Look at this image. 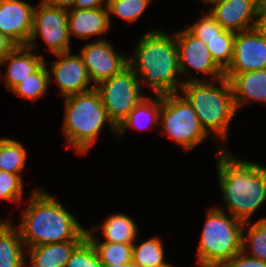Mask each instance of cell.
I'll use <instances>...</instances> for the list:
<instances>
[{
    "label": "cell",
    "instance_id": "3",
    "mask_svg": "<svg viewBox=\"0 0 266 267\" xmlns=\"http://www.w3.org/2000/svg\"><path fill=\"white\" fill-rule=\"evenodd\" d=\"M168 35L156 29L146 32L136 46L135 56L128 58V66L142 76L139 80L151 85L155 96L177 93L184 84L176 79L181 75L177 41Z\"/></svg>",
    "mask_w": 266,
    "mask_h": 267
},
{
    "label": "cell",
    "instance_id": "11",
    "mask_svg": "<svg viewBox=\"0 0 266 267\" xmlns=\"http://www.w3.org/2000/svg\"><path fill=\"white\" fill-rule=\"evenodd\" d=\"M179 51V69L181 75H188L187 68H193L206 75H212L214 80L225 77L224 71L212 59L207 45L191 34L187 29L175 34Z\"/></svg>",
    "mask_w": 266,
    "mask_h": 267
},
{
    "label": "cell",
    "instance_id": "9",
    "mask_svg": "<svg viewBox=\"0 0 266 267\" xmlns=\"http://www.w3.org/2000/svg\"><path fill=\"white\" fill-rule=\"evenodd\" d=\"M39 35L54 54L70 51L67 10L50 6L42 0L39 7L34 9L32 32L27 46L33 49Z\"/></svg>",
    "mask_w": 266,
    "mask_h": 267
},
{
    "label": "cell",
    "instance_id": "12",
    "mask_svg": "<svg viewBox=\"0 0 266 267\" xmlns=\"http://www.w3.org/2000/svg\"><path fill=\"white\" fill-rule=\"evenodd\" d=\"M266 68V38L257 28L237 32L233 58L224 73H243Z\"/></svg>",
    "mask_w": 266,
    "mask_h": 267
},
{
    "label": "cell",
    "instance_id": "1",
    "mask_svg": "<svg viewBox=\"0 0 266 267\" xmlns=\"http://www.w3.org/2000/svg\"><path fill=\"white\" fill-rule=\"evenodd\" d=\"M217 146V175L228 214L248 222L266 200V167L239 160Z\"/></svg>",
    "mask_w": 266,
    "mask_h": 267
},
{
    "label": "cell",
    "instance_id": "8",
    "mask_svg": "<svg viewBox=\"0 0 266 267\" xmlns=\"http://www.w3.org/2000/svg\"><path fill=\"white\" fill-rule=\"evenodd\" d=\"M95 85L108 117L118 127L143 99L141 81L134 71L125 67L120 73Z\"/></svg>",
    "mask_w": 266,
    "mask_h": 267
},
{
    "label": "cell",
    "instance_id": "19",
    "mask_svg": "<svg viewBox=\"0 0 266 267\" xmlns=\"http://www.w3.org/2000/svg\"><path fill=\"white\" fill-rule=\"evenodd\" d=\"M83 240L29 247L31 267H65L74 249Z\"/></svg>",
    "mask_w": 266,
    "mask_h": 267
},
{
    "label": "cell",
    "instance_id": "31",
    "mask_svg": "<svg viewBox=\"0 0 266 267\" xmlns=\"http://www.w3.org/2000/svg\"><path fill=\"white\" fill-rule=\"evenodd\" d=\"M23 189L21 176L0 170V199L20 203Z\"/></svg>",
    "mask_w": 266,
    "mask_h": 267
},
{
    "label": "cell",
    "instance_id": "36",
    "mask_svg": "<svg viewBox=\"0 0 266 267\" xmlns=\"http://www.w3.org/2000/svg\"><path fill=\"white\" fill-rule=\"evenodd\" d=\"M256 28L266 38V2L263 3L260 9Z\"/></svg>",
    "mask_w": 266,
    "mask_h": 267
},
{
    "label": "cell",
    "instance_id": "37",
    "mask_svg": "<svg viewBox=\"0 0 266 267\" xmlns=\"http://www.w3.org/2000/svg\"><path fill=\"white\" fill-rule=\"evenodd\" d=\"M43 1H45L50 6L64 9L67 11L68 8L73 9L75 4V0H43Z\"/></svg>",
    "mask_w": 266,
    "mask_h": 267
},
{
    "label": "cell",
    "instance_id": "35",
    "mask_svg": "<svg viewBox=\"0 0 266 267\" xmlns=\"http://www.w3.org/2000/svg\"><path fill=\"white\" fill-rule=\"evenodd\" d=\"M104 1L107 0H75L74 8L93 9L103 7Z\"/></svg>",
    "mask_w": 266,
    "mask_h": 267
},
{
    "label": "cell",
    "instance_id": "28",
    "mask_svg": "<svg viewBox=\"0 0 266 267\" xmlns=\"http://www.w3.org/2000/svg\"><path fill=\"white\" fill-rule=\"evenodd\" d=\"M247 224L249 222H245L243 226L242 250L246 251L250 247L251 255L248 256L266 261V218H262L251 225L245 237L244 229Z\"/></svg>",
    "mask_w": 266,
    "mask_h": 267
},
{
    "label": "cell",
    "instance_id": "23",
    "mask_svg": "<svg viewBox=\"0 0 266 267\" xmlns=\"http://www.w3.org/2000/svg\"><path fill=\"white\" fill-rule=\"evenodd\" d=\"M99 228L106 238L104 242L134 243L138 234L135 222L123 214L109 216Z\"/></svg>",
    "mask_w": 266,
    "mask_h": 267
},
{
    "label": "cell",
    "instance_id": "14",
    "mask_svg": "<svg viewBox=\"0 0 266 267\" xmlns=\"http://www.w3.org/2000/svg\"><path fill=\"white\" fill-rule=\"evenodd\" d=\"M69 52L55 54L59 59L53 63L52 73L49 71V81H51V74H53L63 97L95 88V86L88 88L91 80L80 54L70 55Z\"/></svg>",
    "mask_w": 266,
    "mask_h": 267
},
{
    "label": "cell",
    "instance_id": "17",
    "mask_svg": "<svg viewBox=\"0 0 266 267\" xmlns=\"http://www.w3.org/2000/svg\"><path fill=\"white\" fill-rule=\"evenodd\" d=\"M68 30L80 38H89L108 31L110 27L107 6L93 9L73 8L67 11Z\"/></svg>",
    "mask_w": 266,
    "mask_h": 267
},
{
    "label": "cell",
    "instance_id": "2",
    "mask_svg": "<svg viewBox=\"0 0 266 267\" xmlns=\"http://www.w3.org/2000/svg\"><path fill=\"white\" fill-rule=\"evenodd\" d=\"M31 194L18 226L24 246L85 239V229L59 201L44 190Z\"/></svg>",
    "mask_w": 266,
    "mask_h": 267
},
{
    "label": "cell",
    "instance_id": "13",
    "mask_svg": "<svg viewBox=\"0 0 266 267\" xmlns=\"http://www.w3.org/2000/svg\"><path fill=\"white\" fill-rule=\"evenodd\" d=\"M265 0H218L208 12L224 29L242 32L256 28L260 9ZM255 21L251 24V20Z\"/></svg>",
    "mask_w": 266,
    "mask_h": 267
},
{
    "label": "cell",
    "instance_id": "24",
    "mask_svg": "<svg viewBox=\"0 0 266 267\" xmlns=\"http://www.w3.org/2000/svg\"><path fill=\"white\" fill-rule=\"evenodd\" d=\"M159 237H153L140 245L133 243L132 263L136 267H163L168 262L164 259V248Z\"/></svg>",
    "mask_w": 266,
    "mask_h": 267
},
{
    "label": "cell",
    "instance_id": "30",
    "mask_svg": "<svg viewBox=\"0 0 266 267\" xmlns=\"http://www.w3.org/2000/svg\"><path fill=\"white\" fill-rule=\"evenodd\" d=\"M65 267H102L93 246L85 238L72 252Z\"/></svg>",
    "mask_w": 266,
    "mask_h": 267
},
{
    "label": "cell",
    "instance_id": "33",
    "mask_svg": "<svg viewBox=\"0 0 266 267\" xmlns=\"http://www.w3.org/2000/svg\"><path fill=\"white\" fill-rule=\"evenodd\" d=\"M220 267H266V261L250 257L241 250L237 255L223 263Z\"/></svg>",
    "mask_w": 266,
    "mask_h": 267
},
{
    "label": "cell",
    "instance_id": "6",
    "mask_svg": "<svg viewBox=\"0 0 266 267\" xmlns=\"http://www.w3.org/2000/svg\"><path fill=\"white\" fill-rule=\"evenodd\" d=\"M244 222L225 214L221 208L210 209L198 246L201 267H220L243 248Z\"/></svg>",
    "mask_w": 266,
    "mask_h": 267
},
{
    "label": "cell",
    "instance_id": "10",
    "mask_svg": "<svg viewBox=\"0 0 266 267\" xmlns=\"http://www.w3.org/2000/svg\"><path fill=\"white\" fill-rule=\"evenodd\" d=\"M91 81L99 84L128 66V57L117 53L106 40L87 43L80 51Z\"/></svg>",
    "mask_w": 266,
    "mask_h": 267
},
{
    "label": "cell",
    "instance_id": "32",
    "mask_svg": "<svg viewBox=\"0 0 266 267\" xmlns=\"http://www.w3.org/2000/svg\"><path fill=\"white\" fill-rule=\"evenodd\" d=\"M187 30L203 42L204 39L219 37V35L224 31L210 13L202 16L201 20L187 28Z\"/></svg>",
    "mask_w": 266,
    "mask_h": 267
},
{
    "label": "cell",
    "instance_id": "15",
    "mask_svg": "<svg viewBox=\"0 0 266 267\" xmlns=\"http://www.w3.org/2000/svg\"><path fill=\"white\" fill-rule=\"evenodd\" d=\"M34 9L22 0H0V33L16 45H27L32 32Z\"/></svg>",
    "mask_w": 266,
    "mask_h": 267
},
{
    "label": "cell",
    "instance_id": "40",
    "mask_svg": "<svg viewBox=\"0 0 266 267\" xmlns=\"http://www.w3.org/2000/svg\"><path fill=\"white\" fill-rule=\"evenodd\" d=\"M163 267H174L173 265H170L169 263H167L165 266Z\"/></svg>",
    "mask_w": 266,
    "mask_h": 267
},
{
    "label": "cell",
    "instance_id": "21",
    "mask_svg": "<svg viewBox=\"0 0 266 267\" xmlns=\"http://www.w3.org/2000/svg\"><path fill=\"white\" fill-rule=\"evenodd\" d=\"M155 98H143L117 127V135H121L130 126L145 130L159 122L161 96L156 95Z\"/></svg>",
    "mask_w": 266,
    "mask_h": 267
},
{
    "label": "cell",
    "instance_id": "7",
    "mask_svg": "<svg viewBox=\"0 0 266 267\" xmlns=\"http://www.w3.org/2000/svg\"><path fill=\"white\" fill-rule=\"evenodd\" d=\"M178 93L161 96L159 122L162 131L180 144L184 149L191 150L207 137L196 112L184 97Z\"/></svg>",
    "mask_w": 266,
    "mask_h": 267
},
{
    "label": "cell",
    "instance_id": "18",
    "mask_svg": "<svg viewBox=\"0 0 266 267\" xmlns=\"http://www.w3.org/2000/svg\"><path fill=\"white\" fill-rule=\"evenodd\" d=\"M31 50L27 45H17L1 61L0 66L8 62L4 78L9 90L28 78L45 62L41 55H34Z\"/></svg>",
    "mask_w": 266,
    "mask_h": 267
},
{
    "label": "cell",
    "instance_id": "34",
    "mask_svg": "<svg viewBox=\"0 0 266 267\" xmlns=\"http://www.w3.org/2000/svg\"><path fill=\"white\" fill-rule=\"evenodd\" d=\"M16 46L5 34L0 33V63Z\"/></svg>",
    "mask_w": 266,
    "mask_h": 267
},
{
    "label": "cell",
    "instance_id": "4",
    "mask_svg": "<svg viewBox=\"0 0 266 267\" xmlns=\"http://www.w3.org/2000/svg\"><path fill=\"white\" fill-rule=\"evenodd\" d=\"M218 82L220 87L214 86ZM181 91L193 107L202 128L208 134L214 132L219 139L227 138L229 124L236 114L230 82L225 77L211 82L191 77L184 80Z\"/></svg>",
    "mask_w": 266,
    "mask_h": 267
},
{
    "label": "cell",
    "instance_id": "38",
    "mask_svg": "<svg viewBox=\"0 0 266 267\" xmlns=\"http://www.w3.org/2000/svg\"><path fill=\"white\" fill-rule=\"evenodd\" d=\"M102 267H136L132 262L125 264H102Z\"/></svg>",
    "mask_w": 266,
    "mask_h": 267
},
{
    "label": "cell",
    "instance_id": "26",
    "mask_svg": "<svg viewBox=\"0 0 266 267\" xmlns=\"http://www.w3.org/2000/svg\"><path fill=\"white\" fill-rule=\"evenodd\" d=\"M44 62L34 73L28 78L21 81L11 91L18 96L30 100H37L43 94L46 93L49 81V69L46 67Z\"/></svg>",
    "mask_w": 266,
    "mask_h": 267
},
{
    "label": "cell",
    "instance_id": "29",
    "mask_svg": "<svg viewBox=\"0 0 266 267\" xmlns=\"http://www.w3.org/2000/svg\"><path fill=\"white\" fill-rule=\"evenodd\" d=\"M151 0H107L106 6L109 14L127 21L134 22L142 15Z\"/></svg>",
    "mask_w": 266,
    "mask_h": 267
},
{
    "label": "cell",
    "instance_id": "5",
    "mask_svg": "<svg viewBox=\"0 0 266 267\" xmlns=\"http://www.w3.org/2000/svg\"><path fill=\"white\" fill-rule=\"evenodd\" d=\"M64 98L63 133L79 154L88 152L105 122L117 133L95 88Z\"/></svg>",
    "mask_w": 266,
    "mask_h": 267
},
{
    "label": "cell",
    "instance_id": "27",
    "mask_svg": "<svg viewBox=\"0 0 266 267\" xmlns=\"http://www.w3.org/2000/svg\"><path fill=\"white\" fill-rule=\"evenodd\" d=\"M235 32L224 30L219 37L204 39L215 63L225 71L233 58Z\"/></svg>",
    "mask_w": 266,
    "mask_h": 267
},
{
    "label": "cell",
    "instance_id": "39",
    "mask_svg": "<svg viewBox=\"0 0 266 267\" xmlns=\"http://www.w3.org/2000/svg\"><path fill=\"white\" fill-rule=\"evenodd\" d=\"M202 1H204L206 3H210L212 5L213 3H215L218 0H202Z\"/></svg>",
    "mask_w": 266,
    "mask_h": 267
},
{
    "label": "cell",
    "instance_id": "20",
    "mask_svg": "<svg viewBox=\"0 0 266 267\" xmlns=\"http://www.w3.org/2000/svg\"><path fill=\"white\" fill-rule=\"evenodd\" d=\"M23 240L18 228L0 220V267H25Z\"/></svg>",
    "mask_w": 266,
    "mask_h": 267
},
{
    "label": "cell",
    "instance_id": "16",
    "mask_svg": "<svg viewBox=\"0 0 266 267\" xmlns=\"http://www.w3.org/2000/svg\"><path fill=\"white\" fill-rule=\"evenodd\" d=\"M229 80L235 108L255 100L266 103V68L243 73H224Z\"/></svg>",
    "mask_w": 266,
    "mask_h": 267
},
{
    "label": "cell",
    "instance_id": "22",
    "mask_svg": "<svg viewBox=\"0 0 266 267\" xmlns=\"http://www.w3.org/2000/svg\"><path fill=\"white\" fill-rule=\"evenodd\" d=\"M85 238L93 246L102 264L132 262L133 243L100 242L88 230H85Z\"/></svg>",
    "mask_w": 266,
    "mask_h": 267
},
{
    "label": "cell",
    "instance_id": "25",
    "mask_svg": "<svg viewBox=\"0 0 266 267\" xmlns=\"http://www.w3.org/2000/svg\"><path fill=\"white\" fill-rule=\"evenodd\" d=\"M27 150L21 143L13 139L0 141V170L20 175V171L25 167Z\"/></svg>",
    "mask_w": 266,
    "mask_h": 267
}]
</instances>
